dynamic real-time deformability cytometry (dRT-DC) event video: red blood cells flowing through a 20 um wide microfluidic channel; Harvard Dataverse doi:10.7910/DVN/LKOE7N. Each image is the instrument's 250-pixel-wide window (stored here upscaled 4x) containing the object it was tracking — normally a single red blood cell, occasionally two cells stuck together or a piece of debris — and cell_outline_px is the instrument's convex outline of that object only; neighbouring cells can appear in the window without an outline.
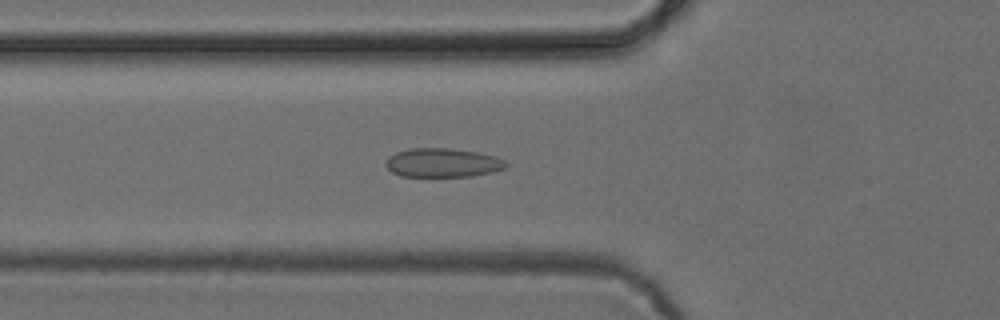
{"species": "common noctule bat (a hibernating species)", "species_latin": "Nyctalus noctula", "temperature_condition": "cold", "stored_images_in_passage": 41, "camera_frame_rate_fps": 3000, "um_per_image_px": 0.085, "animal": {"sex": "female", "body_mass_g": 24.6, "forearm_length_mm": 56.2}, "frame": {"image": 1, "passage_image": 8, "time_ms": 2.333, "image_size_px": [1000, 320], "cell_outline_px": [[508, 164], [504, 168], [492, 172], [472, 176], [400, 176], [392, 172], [384, 164], [388, 156], [396, 152], [412, 148], [452, 148], [476, 152], [496, 156], [504, 160]], "centroid_in_image_um": [37.61, 13.83], "position_along_channel_um": 88.2, "area_um2": 20.29}}
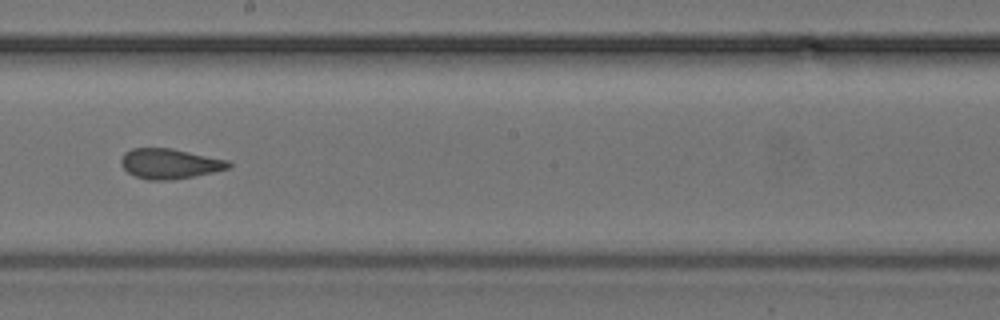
{"frame": {"image": 2, "passage_image": 19, "time_ms": 6.0, "image_size_px": [1000, 320], "cell_outline_px": [[232, 164], [228, 168], [212, 172], [172, 180], [148, 180], [136, 176], [128, 172], [120, 164], [120, 160], [124, 152], [132, 148], [172, 148], [228, 160]], "centroid_in_image_um": [14.39, 13.9], "position_along_channel_um": 233.8, "area_um2": 18.79}}
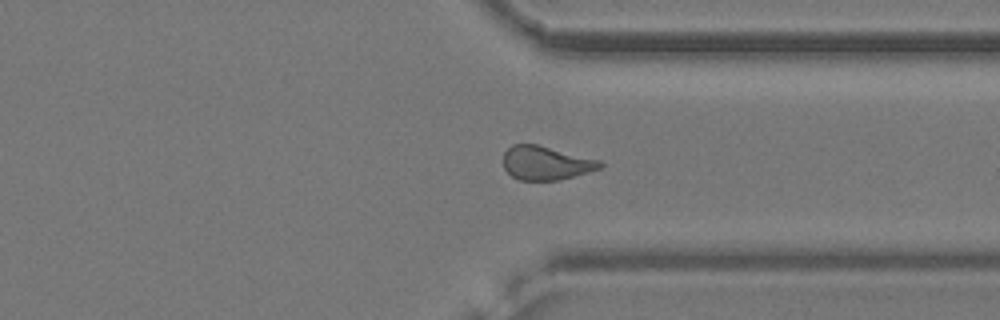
{"frame": {"image": 3, "passage_image": 29, "time_ms": 9.333, "image_size_px": [1000, 320], "cell_outline_px": [[604, 164], [600, 168], [560, 180], [520, 180], [512, 176], [504, 168], [504, 152], [512, 144], [536, 144], [600, 160]], "centroid_in_image_um": [46.39, 13.85], "position_along_channel_um": 365.0, "area_um2": 18.84}, "authors_computed_cell_mechanics": {"area_um2": 19.4786, "velocity_mm_per_s": 3.9489, "shape_relaxation_time_tau1_ms": null, "shape_relaxation_time_tau2_ms": 1.2512, "deformation_change_tau1": null, "deformation_change_tau2": 0.0869}}